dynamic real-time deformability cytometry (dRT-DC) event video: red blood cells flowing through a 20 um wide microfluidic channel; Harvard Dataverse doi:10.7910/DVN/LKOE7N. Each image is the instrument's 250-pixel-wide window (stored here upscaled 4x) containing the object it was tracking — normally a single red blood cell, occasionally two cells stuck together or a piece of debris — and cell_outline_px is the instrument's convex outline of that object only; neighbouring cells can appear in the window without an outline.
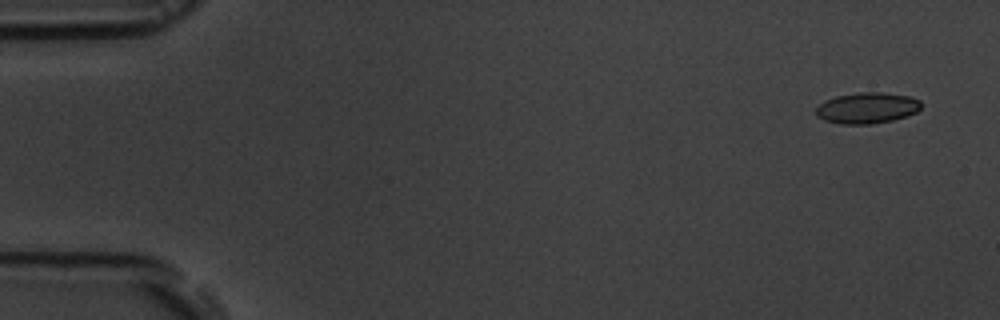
{"species": "common noctule bat (a hibernating species)", "species_latin": "Nyctalus noctula", "temperature_condition": "room temperature", "stored_images_in_passage": 4, "camera_frame_rate_fps": 3000, "um_per_image_px": 0.085, "animal": {"sex": "male", "body_mass_g": 19.5, "forearm_length_mm": 54.6}, "frame": {"image": 1, "passage_image": 1, "time_ms": 0.0, "image_size_px": [1000, 320], "cell_outline_px": [[920, 108], [916, 112], [908, 116], [892, 120], [868, 124], [840, 124], [824, 120], [816, 116], [816, 108], [824, 100], [836, 96], [860, 92], [880, 92], [912, 96], [920, 100]], "centroid_in_image_um": [73.7, 9.17], "position_along_channel_um": 11.3, "area_um2": 19.07}}
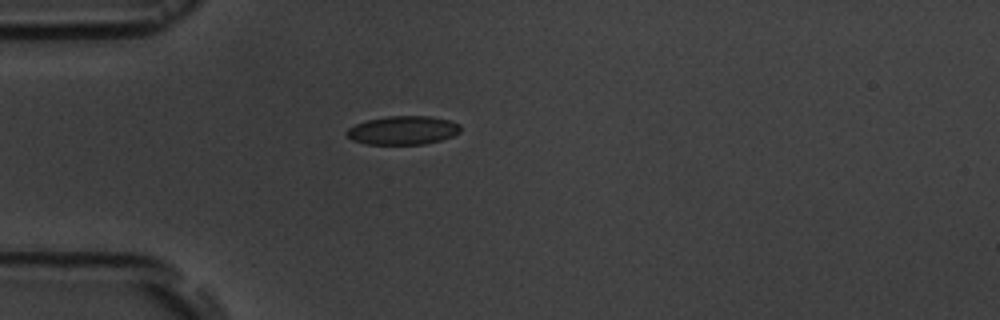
{"frame": {"image": 2, "passage_image": 4, "time_ms": 4.333, "image_size_px": [1000, 320], "cell_outline_px": [[460, 132], [452, 136], [440, 140], [424, 144], [364, 144], [352, 140], [344, 132], [348, 128], [356, 124], [368, 120], [388, 116], [432, 116], [448, 120], [460, 124]], "centroid_in_image_um": [34.24, 11.07], "position_along_channel_um": 50.8, "area_um2": 18.96}}